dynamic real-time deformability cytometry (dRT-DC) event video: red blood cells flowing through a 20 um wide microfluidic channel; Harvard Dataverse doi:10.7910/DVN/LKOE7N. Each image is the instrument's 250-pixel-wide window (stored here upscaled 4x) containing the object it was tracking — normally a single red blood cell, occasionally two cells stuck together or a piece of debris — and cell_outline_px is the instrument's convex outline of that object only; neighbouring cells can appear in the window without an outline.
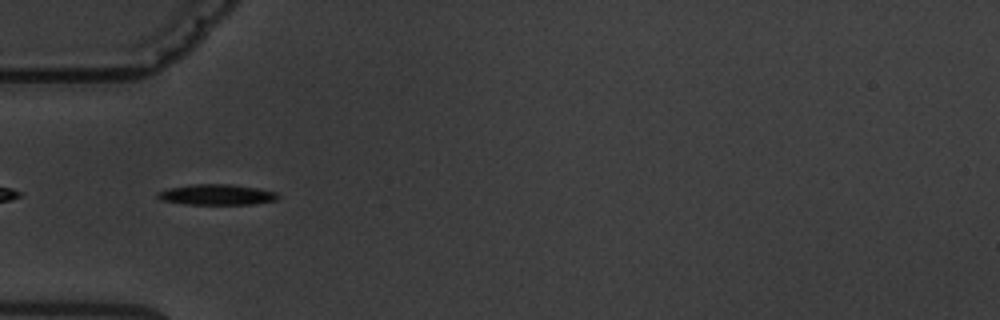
{"species": "common noctule bat (a hibernating species)", "species_latin": "Nyctalus noctula", "temperature_condition": "warm", "stored_images_in_passage": 4, "camera_frame_rate_fps": 3000, "um_per_image_px": 0.085, "animal": {"sex": "male", "body_mass_g": 19.5, "forearm_length_mm": 54.6}, "frame": {"image": 1, "passage_image": 3, "time_ms": 2.333, "image_size_px": [1000, 320], "cell_outline_px": [[280, 196], [276, 200], [252, 204], [188, 204], [164, 200], [156, 196], [156, 192], [168, 188], [192, 184], [228, 184], [256, 188], [276, 192]], "centroid_in_image_um": [18.42, 16.54], "position_along_channel_um": 66.6, "area_um2": 14.28}}
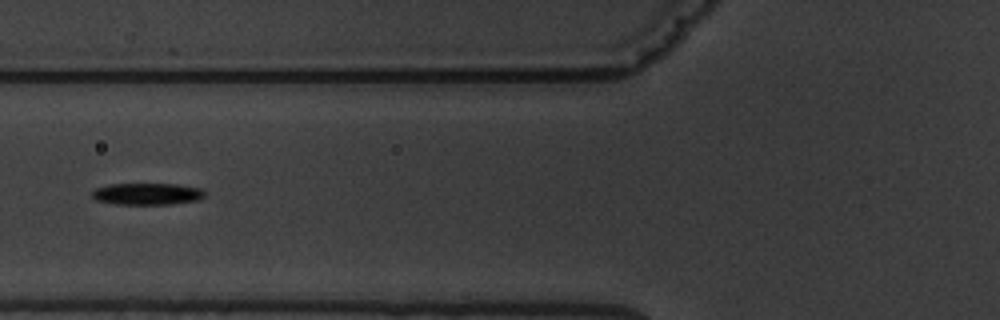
{"frame": {"image": 2, "passage_image": 4, "time_ms": 3.667, "image_size_px": [1000, 320], "cell_outline_px": [[208, 192], [200, 200], [172, 204], [112, 204], [96, 200], [92, 196], [92, 192], [96, 188], [108, 184], [176, 184], [204, 188]], "centroid_in_image_um": [12.57, 16.48], "position_along_channel_um": 113.2, "area_um2": 14.57}}